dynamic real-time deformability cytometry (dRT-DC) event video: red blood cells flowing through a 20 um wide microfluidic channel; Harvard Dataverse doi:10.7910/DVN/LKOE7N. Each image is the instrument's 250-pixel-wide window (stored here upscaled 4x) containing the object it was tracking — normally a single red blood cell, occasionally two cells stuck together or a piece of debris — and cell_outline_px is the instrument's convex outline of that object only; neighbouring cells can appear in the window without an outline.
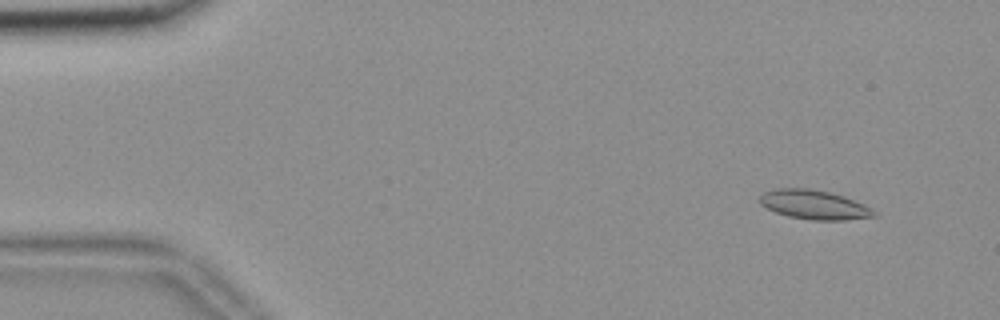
{"species": "common noctule bat (a hibernating species)", "species_latin": "Nyctalus noctula", "temperature_condition": "room temperature", "stored_images_in_passage": 55, "camera_frame_rate_fps": 3000, "um_per_image_px": 0.085, "animal": {"sex": "female", "body_mass_g": 18.4}, "frame": {"image": 1, "passage_image": 4, "time_ms": 1.0, "image_size_px": [1000, 320], "cell_outline_px": [[876, 216], [844, 220], [812, 220], [788, 216], [776, 212], [760, 204], [760, 196], [764, 192], [776, 188], [808, 188], [828, 192], [844, 196], [864, 204], [876, 212]], "centroid_in_image_um": [69.2, 17.4], "position_along_channel_um": 15.8, "area_um2": 19.31}}
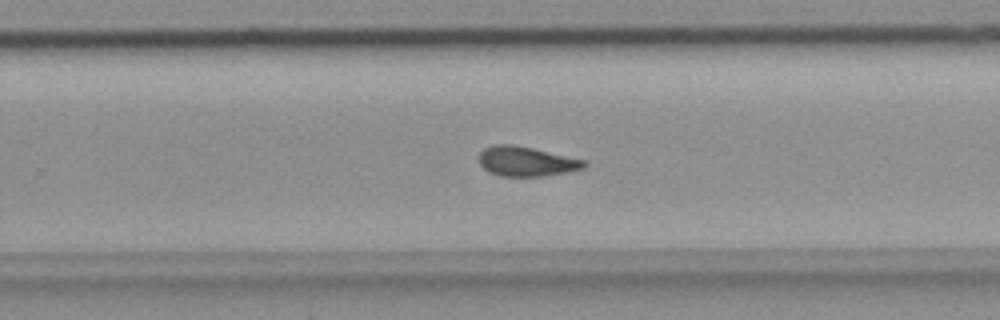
{"frame": {"image": 2, "passage_image": 35, "time_ms": 11.333, "image_size_px": [1000, 320], "cell_outline_px": [[588, 164], [584, 168], [568, 172], [540, 176], [500, 176], [488, 172], [480, 164], [480, 152], [484, 148], [492, 144], [512, 144], [532, 148], [584, 160]], "centroid_in_image_um": [44.71, 13.72], "position_along_channel_um": 285.1, "area_um2": 18.09}}
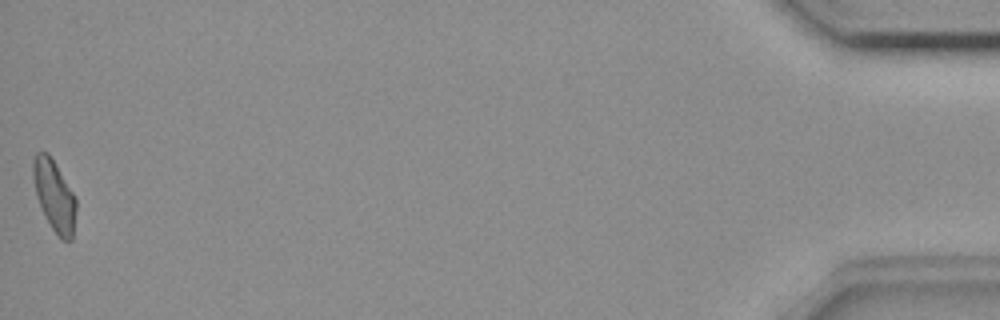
{"frame": {"image": 3, "passage_image": 55, "time_ms": 18.0, "image_size_px": [1000, 320], "cell_outline_px": [[76, 208], [72, 240], [60, 240], [52, 228], [36, 196], [32, 176], [32, 160], [36, 152], [48, 152], [76, 196]], "centroid_in_image_um": [4.61, 16.6], "position_along_channel_um": 430.6, "area_um2": 17.8}, "authors_computed_cell_mechanics": {"area_um2": 18.0914, "velocity_mm_per_s": 3.6391, "shape_relaxation_time_tau1_ms": null, "shape_relaxation_time_tau2_ms": 4.0584, "deformation_change_tau1": null, "deformation_change_tau2": 0.1083}}